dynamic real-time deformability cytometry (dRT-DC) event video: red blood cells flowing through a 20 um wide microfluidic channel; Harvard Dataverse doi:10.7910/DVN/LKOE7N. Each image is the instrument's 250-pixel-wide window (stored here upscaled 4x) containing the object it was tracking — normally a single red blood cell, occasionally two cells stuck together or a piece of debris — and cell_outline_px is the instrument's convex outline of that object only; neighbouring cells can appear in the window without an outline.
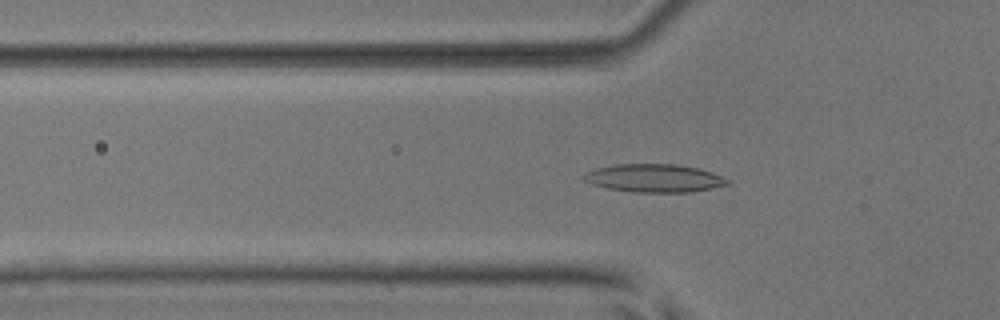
{"species": "common noctule bat (a hibernating species)", "species_latin": "Nyctalus noctula", "temperature_condition": "room temperature", "stored_images_in_passage": 51, "camera_frame_rate_fps": 3000, "um_per_image_px": 0.085, "animal": {"sex": "male", "body_mass_g": 17.9, "forearm_length_mm": 54.2}, "frame": {"image": 1, "passage_image": 17, "time_ms": 5.333, "image_size_px": [1000, 320], "cell_outline_px": [[732, 184], [692, 192], [636, 192], [608, 188], [592, 184], [584, 180], [580, 176], [584, 172], [596, 168], [616, 164], [676, 164], [696, 168], [712, 172], [732, 180]], "centroid_in_image_um": [55.63, 15.14], "position_along_channel_um": 70.2, "area_um2": 23.7}}
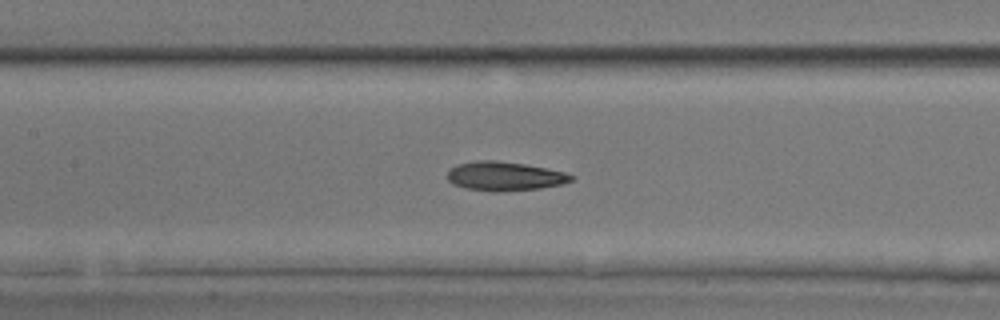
{"frame": {"image": 2, "passage_image": 24, "time_ms": 7.667, "image_size_px": [1000, 320], "cell_outline_px": [[576, 176], [572, 180], [564, 184], [540, 188], [496, 192], [492, 192], [464, 188], [452, 184], [448, 180], [448, 172], [456, 164], [476, 160], [496, 160], [524, 164], [564, 172]], "centroid_in_image_um": [42.88, 14.98], "position_along_channel_um": 164.5, "area_um2": 21.04}}
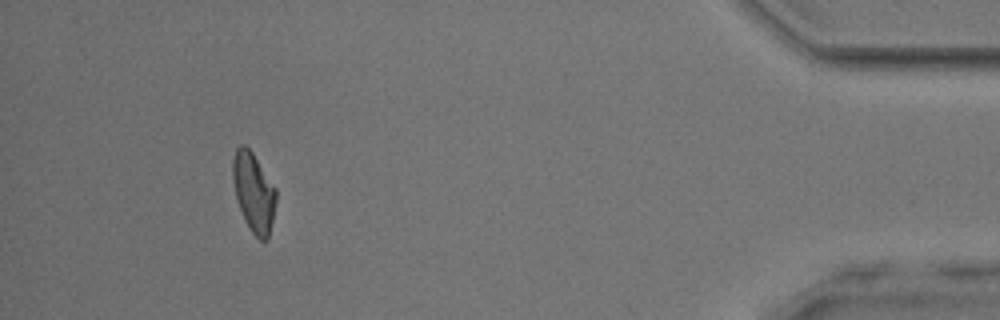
{"frame": {"image": 3, "passage_image": 47, "time_ms": 15.333, "image_size_px": [1000, 320], "cell_outline_px": [[276, 200], [268, 240], [260, 240], [252, 232], [244, 220], [236, 196], [232, 180], [232, 160], [236, 148], [240, 144], [244, 144], [252, 152], [276, 188]], "centroid_in_image_um": [21.55, 16.32], "position_along_channel_um": 413.7, "area_um2": 19.88}, "authors_computed_cell_mechanics": {"area_um2": 20.9814, "velocity_mm_per_s": 4.0428, "shape_relaxation_time_tau1_ms": 2.849, "shape_relaxation_time_tau2_ms": 3.7691, "deformation_change_tau1": 0.1416, "deformation_change_tau2": 0.1129}}